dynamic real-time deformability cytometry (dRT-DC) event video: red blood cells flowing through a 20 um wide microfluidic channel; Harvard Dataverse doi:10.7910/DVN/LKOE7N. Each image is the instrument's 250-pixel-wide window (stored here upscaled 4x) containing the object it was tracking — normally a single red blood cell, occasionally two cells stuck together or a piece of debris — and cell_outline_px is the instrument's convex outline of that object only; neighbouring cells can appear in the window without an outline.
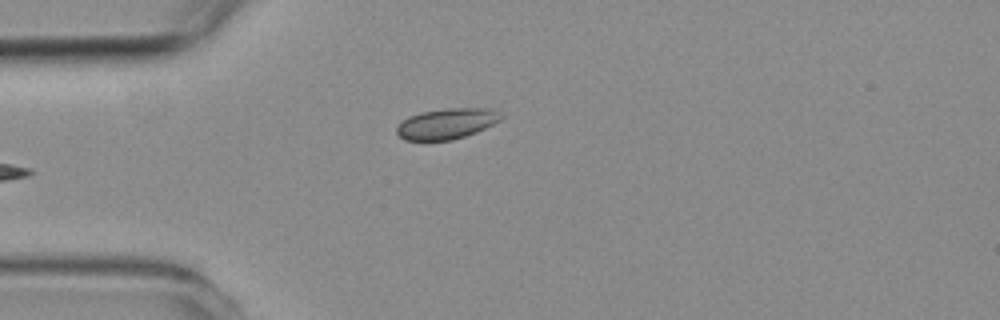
{"species": "common noctule bat (a hibernating species)", "species_latin": "Nyctalus noctula", "temperature_condition": "room temperature", "stored_images_in_passage": 5, "camera_frame_rate_fps": 3000, "um_per_image_px": 0.085, "animal": {"sex": "female", "body_mass_g": 19.3, "forearm_length_mm": 54.1}, "frame": {"image": 1, "passage_image": 5, "time_ms": 4.667, "image_size_px": [1000, 320], "cell_outline_px": [[504, 116], [500, 120], [476, 132], [452, 140], [404, 140], [396, 132], [396, 128], [408, 116], [420, 112], [448, 108], [488, 108]], "centroid_in_image_um": [37.95, 10.51], "position_along_channel_um": 47.1, "area_um2": 18.38}}